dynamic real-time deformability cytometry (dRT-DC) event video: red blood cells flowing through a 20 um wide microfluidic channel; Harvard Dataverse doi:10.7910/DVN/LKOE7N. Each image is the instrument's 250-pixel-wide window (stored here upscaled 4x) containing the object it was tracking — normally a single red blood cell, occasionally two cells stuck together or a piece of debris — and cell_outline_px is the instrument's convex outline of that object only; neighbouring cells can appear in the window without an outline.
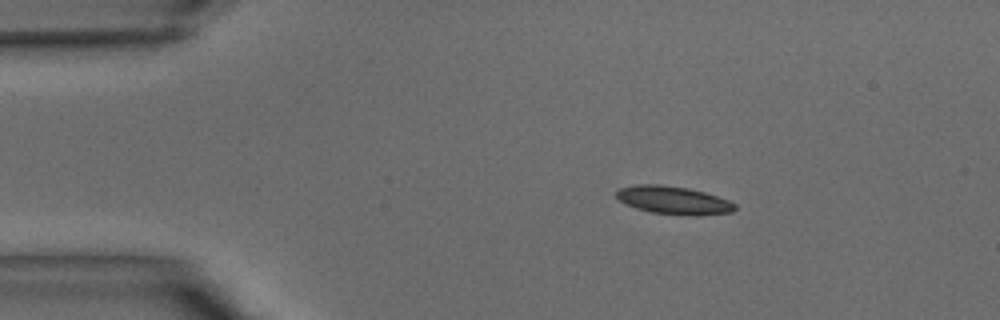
{"species": "common noctule bat (a hibernating species)", "species_latin": "Nyctalus noctula", "temperature_condition": "warm", "stored_images_in_passage": 4, "camera_frame_rate_fps": 3000, "um_per_image_px": 0.085, "animal": {"sex": "male", "body_mass_g": 15.6}, "frame": {"image": 1, "passage_image": 1, "time_ms": 0.0, "image_size_px": [1000, 320], "cell_outline_px": [[736, 208], [732, 212], [652, 212], [636, 208], [620, 200], [616, 196], [616, 192], [620, 188], [636, 184], [660, 184], [688, 188], [704, 192], [728, 200], [736, 204]], "centroid_in_image_um": [57.16, 16.94], "position_along_channel_um": 27.8, "area_um2": 18.03}}